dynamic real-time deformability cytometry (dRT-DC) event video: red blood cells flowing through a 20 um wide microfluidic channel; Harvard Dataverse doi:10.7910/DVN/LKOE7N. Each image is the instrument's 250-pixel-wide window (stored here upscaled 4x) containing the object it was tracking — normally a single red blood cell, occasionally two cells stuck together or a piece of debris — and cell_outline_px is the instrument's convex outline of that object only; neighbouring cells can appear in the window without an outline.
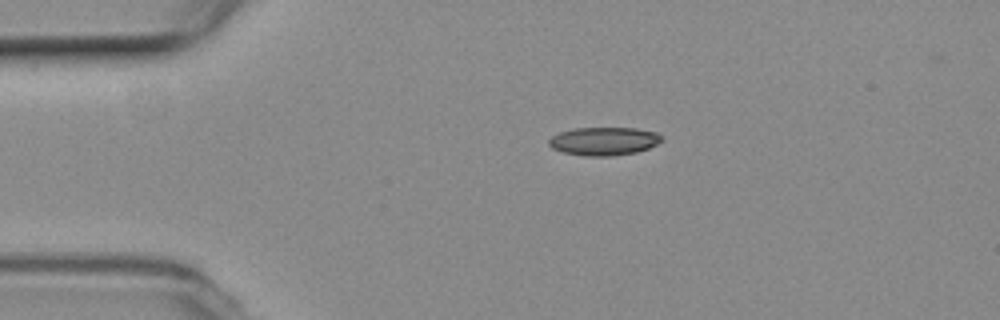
{"species": "common noctule bat (a hibernating species)", "species_latin": "Nyctalus noctula", "temperature_condition": "room temperature", "stored_images_in_passage": 44, "camera_frame_rate_fps": 3000, "um_per_image_px": 0.085, "animal": {"sex": "female", "body_mass_g": 19.3, "forearm_length_mm": 54.1}, "frame": {"image": 1, "passage_image": 1, "time_ms": 0.0, "image_size_px": [1000, 320], "cell_outline_px": [[664, 140], [648, 148], [636, 152], [612, 156], [588, 156], [564, 152], [552, 148], [548, 144], [548, 140], [552, 136], [560, 132], [572, 128], [636, 128], [656, 132]], "centroid_in_image_um": [51.32, 11.99], "position_along_channel_um": 33.7, "area_um2": 18.5}}
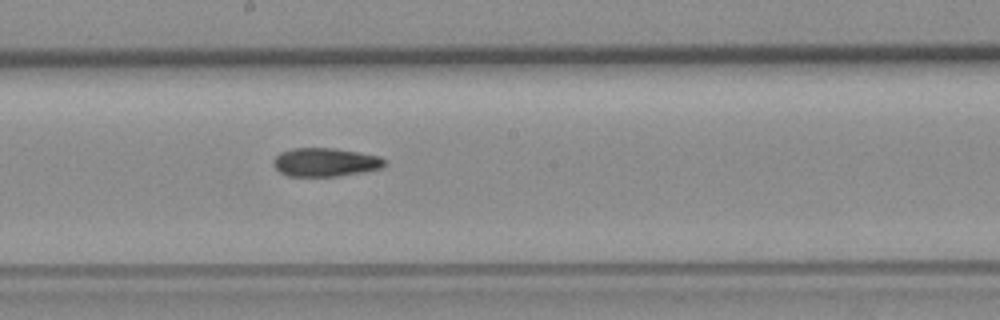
{"frame": {"image": 2, "passage_image": 19, "time_ms": 6.0, "image_size_px": [1000, 320], "cell_outline_px": [[388, 164], [384, 168], [364, 172], [336, 176], [288, 176], [280, 172], [276, 168], [276, 156], [280, 152], [296, 148], [332, 148], [380, 156], [388, 160]], "centroid_in_image_um": [27.75, 13.79], "position_along_channel_um": 220.4, "area_um2": 18.44}}
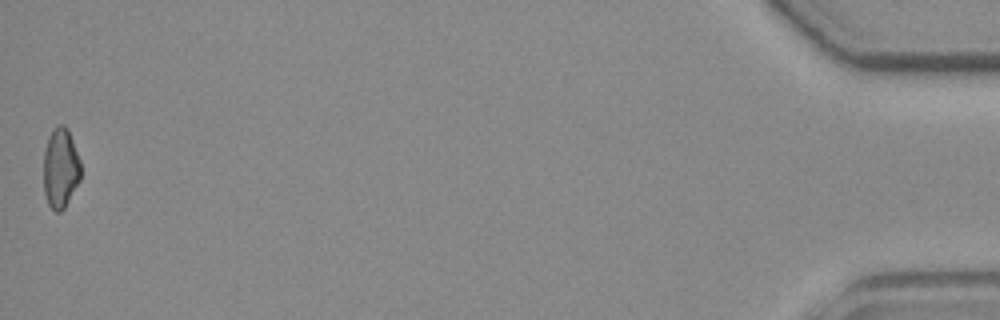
{"frame": {"image": 3, "passage_image": 44, "time_ms": 14.333, "image_size_px": [1000, 320], "cell_outline_px": [[80, 180], [64, 208], [60, 212], [56, 212], [48, 204], [44, 192], [44, 152], [48, 136], [60, 124], [64, 124], [68, 128], [80, 160]], "centroid_in_image_um": [5.15, 14.29], "position_along_channel_um": 430.1, "area_um2": 17.22}, "authors_computed_cell_mechanics": {"area_um2": 18.4671, "velocity_mm_per_s": 3.7694, "shape_relaxation_time_tau1_ms": null, "shape_relaxation_time_tau2_ms": 6.6383, "deformation_change_tau1": null, "deformation_change_tau2": 0.1313}}